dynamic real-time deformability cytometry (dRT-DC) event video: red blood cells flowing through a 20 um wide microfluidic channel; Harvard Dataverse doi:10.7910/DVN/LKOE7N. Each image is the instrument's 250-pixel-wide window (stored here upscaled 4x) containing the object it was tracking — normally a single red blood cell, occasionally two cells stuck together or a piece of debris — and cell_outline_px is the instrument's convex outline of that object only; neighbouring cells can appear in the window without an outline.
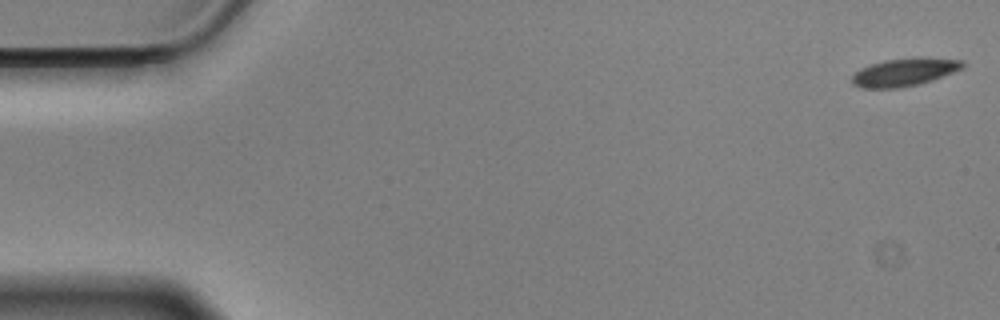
{"species": "Egyptian fruit bat (a non-hibernating species)", "species_latin": "Rousettus aegyptiacus", "temperature_condition": "cold", "stored_images_in_passage": 57, "camera_frame_rate_fps": 3000, "um_per_image_px": 0.085, "animal": {"sex": "male"}, "frame": {"image": 1, "passage_image": 1, "time_ms": 0.0, "image_size_px": [1000, 320], "cell_outline_px": [[968, 64], [964, 68], [932, 80], [920, 84], [900, 88], [860, 88], [852, 84], [852, 76], [860, 68], [884, 60], [912, 56], [924, 56], [964, 60]], "centroid_in_image_um": [76.94, 6.1], "position_along_channel_um": 8.1, "area_um2": 18.55}}
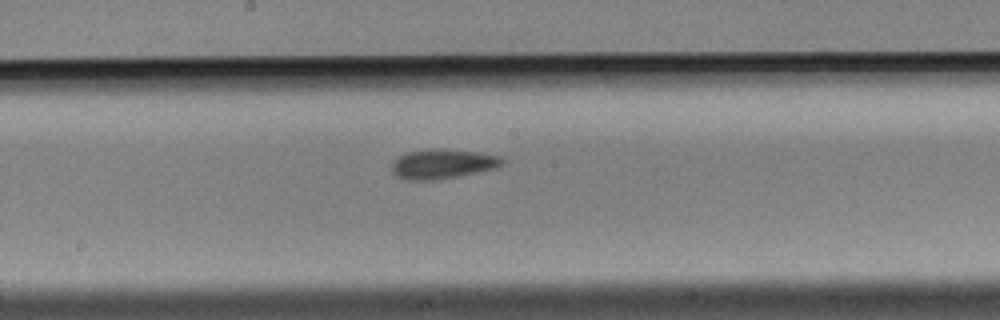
{"frame": {"image": 2, "passage_image": 30, "time_ms": 9.667, "image_size_px": [1000, 320], "cell_outline_px": [[508, 160], [504, 164], [496, 168], [456, 176], [432, 180], [408, 180], [396, 176], [392, 172], [392, 160], [404, 152], [432, 148], [444, 148], [476, 152], [500, 156]], "centroid_in_image_um": [37.61, 13.91], "position_along_channel_um": 210.6, "area_um2": 19.31}}
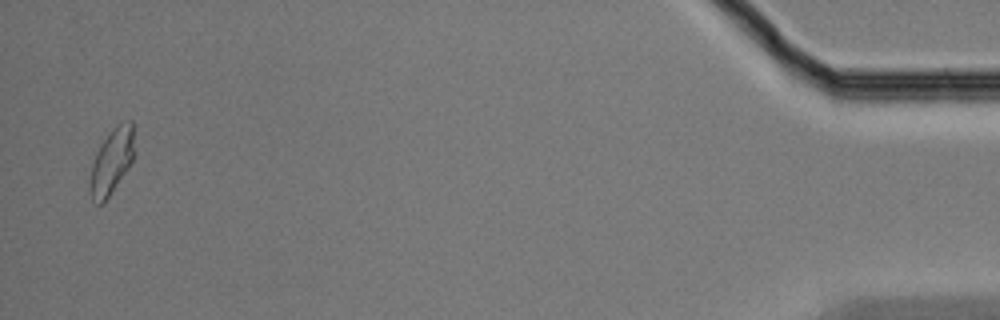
{"frame": {"image": 3, "passage_image": 56, "time_ms": 18.333, "image_size_px": [1000, 320], "cell_outline_px": [[136, 152], [128, 168], [104, 204], [96, 204], [92, 200], [88, 192], [88, 180], [92, 164], [96, 152], [112, 128], [120, 120], [132, 120]], "centroid_in_image_um": [9.49, 13.72], "position_along_channel_um": 425.7, "area_um2": 17.57}, "authors_computed_cell_mechanics": {"area_um2": 18.207, "velocity_mm_per_s": 3.4976, "shape_relaxation_time_tau1_ms": 4.445, "shape_relaxation_time_tau2_ms": 3.65, "deformation_change_tau1": 0.1188, "deformation_change_tau2": 0.0712}}